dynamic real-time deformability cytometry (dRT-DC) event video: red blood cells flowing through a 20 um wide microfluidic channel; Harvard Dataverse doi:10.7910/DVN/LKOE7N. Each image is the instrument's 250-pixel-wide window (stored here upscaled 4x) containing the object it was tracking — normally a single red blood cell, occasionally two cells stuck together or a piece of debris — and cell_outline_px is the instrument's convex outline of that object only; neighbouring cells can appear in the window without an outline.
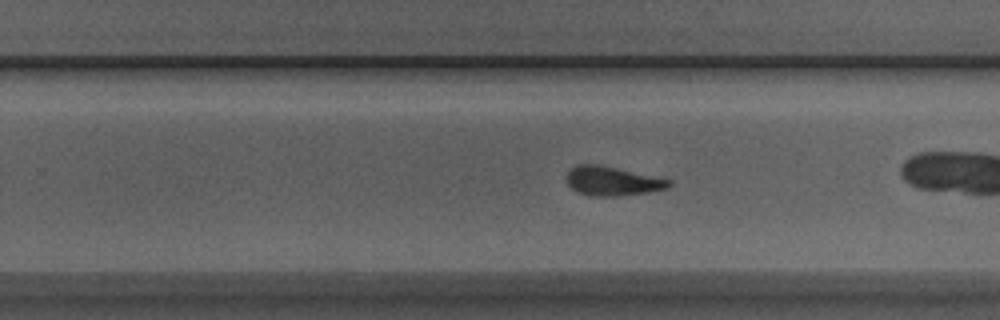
{"species": "Egyptian fruit bat (a non-hibernating species)", "species_latin": "Rousettus aegyptiacus", "temperature_condition": "room temperature", "stored_images_in_passage": 38, "camera_frame_rate_fps": 3000, "um_per_image_px": 0.085, "animal": {"sex": "male"}, "frame": {"image": 1, "passage_image": 17, "time_ms": 5.333, "image_size_px": [1000, 320], "cell_outline_px": [[672, 184], [668, 188], [648, 192], [616, 196], [592, 196], [576, 192], [564, 180], [564, 176], [576, 164], [596, 164], [616, 168], [672, 180]], "centroid_in_image_um": [52.0, 15.39], "position_along_channel_um": 277.8, "area_um2": 17.4}, "authors_computed_cell_mechanics": {"area_um2": 17.629, "velocity_mm_per_s": 3.9271, "shape_relaxation_time_tau1_ms": 3.597, "shape_relaxation_time_tau2_ms": 1.6975, "deformation_change_tau1": 0.1354, "deformation_change_tau2": 0.0734}}